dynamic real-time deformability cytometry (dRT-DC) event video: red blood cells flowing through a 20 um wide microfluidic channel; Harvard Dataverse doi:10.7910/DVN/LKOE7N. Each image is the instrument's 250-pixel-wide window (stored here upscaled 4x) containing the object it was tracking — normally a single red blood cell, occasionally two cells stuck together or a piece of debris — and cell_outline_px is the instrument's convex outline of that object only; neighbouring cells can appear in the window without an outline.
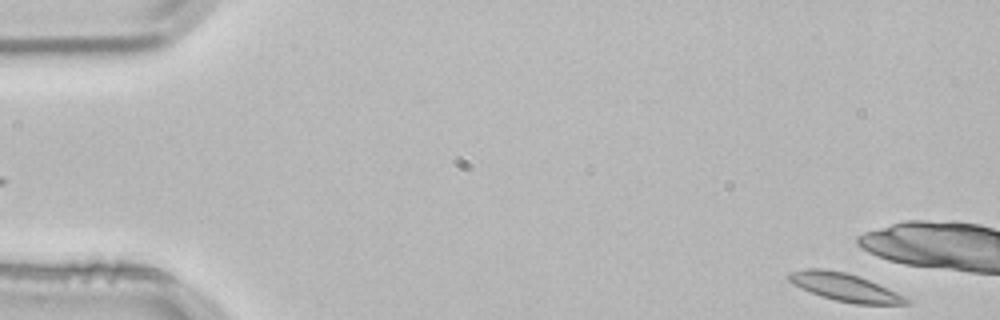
{"species": "common noctule bat (a hibernating species)", "species_latin": "Nyctalus noctula", "temperature_condition": "room temperature", "stored_images_in_passage": 3, "segment_of_instrument_passage": [2, 2], "camera_frame_rate_fps": 3000, "um_per_image_px": 0.085, "animal": {"sex": "male", "body_mass_g": 21.5, "forearm_length_mm": 52.0}, "frame": {"image": 1, "passage_image": 3, "time_ms": 0.667, "image_size_px": [1000, 320], "cell_outline_px": [[912, 300], [908, 304], [856, 304], [836, 300], [820, 296], [792, 284], [788, 280], [788, 272], [804, 268], [824, 268], [844, 272], [860, 276], [896, 292]], "centroid_in_image_um": [71.77, 24.4], "position_along_channel_um": 13.2, "area_um2": 19.13}}